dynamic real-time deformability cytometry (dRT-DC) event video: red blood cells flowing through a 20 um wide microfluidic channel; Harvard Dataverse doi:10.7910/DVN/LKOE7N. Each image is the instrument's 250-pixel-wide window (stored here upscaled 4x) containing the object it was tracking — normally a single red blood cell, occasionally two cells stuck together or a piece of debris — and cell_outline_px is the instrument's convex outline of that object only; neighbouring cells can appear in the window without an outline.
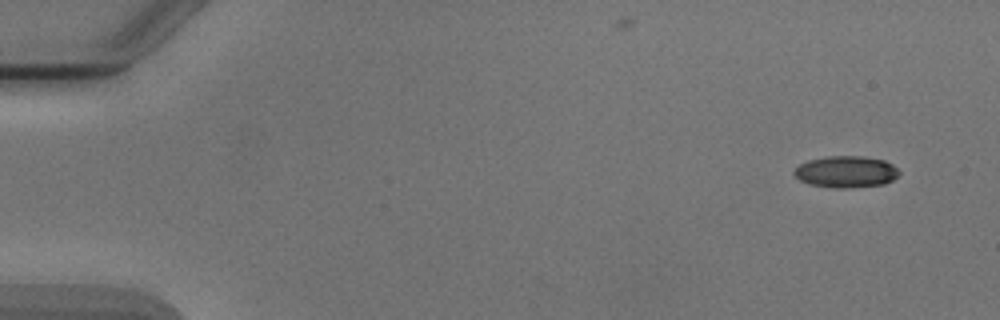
{"species": "Egyptian fruit bat (a non-hibernating species)", "species_latin": "Rousettus aegyptiacus", "temperature_condition": "cold", "stored_images_in_passage": 7, "camera_frame_rate_fps": 3000, "um_per_image_px": 0.085, "animal": {"sex": "male"}, "frame": {"image": 1, "passage_image": 1, "time_ms": 0.0, "image_size_px": [1000, 320], "cell_outline_px": [[900, 172], [892, 180], [884, 184], [848, 188], [832, 188], [808, 184], [800, 180], [792, 172], [800, 164], [808, 160], [828, 156], [864, 156], [884, 160], [892, 164]], "centroid_in_image_um": [71.9, 14.6], "position_along_channel_um": 13.1, "area_um2": 19.36}}
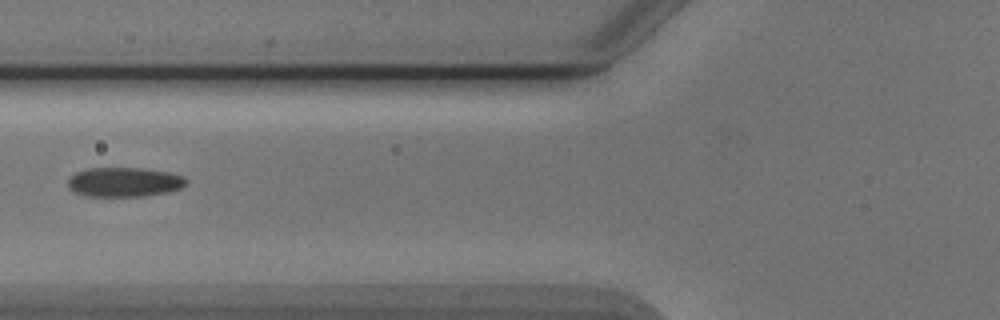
{"frame": {"image": 2, "passage_image": 6, "time_ms": 6.0, "image_size_px": [1000, 320], "cell_outline_px": [[188, 180], [180, 188], [168, 192], [144, 196], [88, 196], [72, 192], [68, 188], [68, 180], [76, 172], [88, 168], [144, 168], [168, 172], [184, 176]], "centroid_in_image_um": [10.55, 15.47], "position_along_channel_um": 115.3, "area_um2": 20.35}}
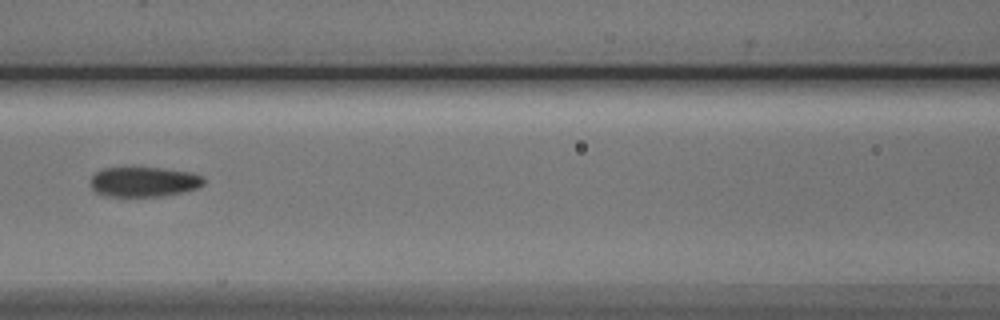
{"frame": {"image": 3, "passage_image": 7, "time_ms": 7.0, "image_size_px": [1000, 320], "cell_outline_px": [[204, 184], [196, 188], [164, 196], [108, 196], [96, 192], [92, 188], [92, 176], [96, 172], [104, 168], [132, 164], [192, 172], [204, 176]], "centroid_in_image_um": [12.22, 15.39], "position_along_channel_um": 154.4, "area_um2": 20.4}}